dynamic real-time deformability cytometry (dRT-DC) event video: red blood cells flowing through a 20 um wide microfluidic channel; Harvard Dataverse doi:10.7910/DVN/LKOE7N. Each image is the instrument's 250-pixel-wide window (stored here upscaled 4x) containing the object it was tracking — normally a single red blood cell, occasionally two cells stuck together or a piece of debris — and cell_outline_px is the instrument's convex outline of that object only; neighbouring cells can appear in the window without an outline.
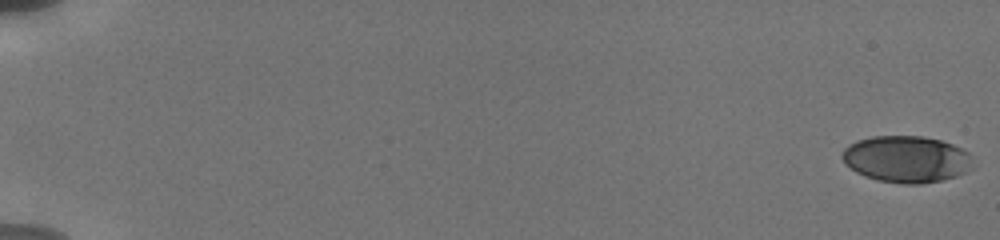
{"species": "human", "species_latin": "Homo sapiens", "temperature_condition": "cold", "stored_images_in_passage": 42, "camera_frame_rate_fps": 3000, "um_per_image_px": 0.085, "donor": {"sex": "male"}, "frame": {"image": 1, "passage_image": 1, "time_ms": 0.0, "image_size_px": [1000, 240], "cell_outline_px": [[972, 168], [956, 176], [940, 180], [920, 184], [904, 184], [876, 180], [864, 176], [856, 172], [844, 164], [840, 156], [844, 148], [848, 144], [856, 140], [872, 136], [924, 136], [940, 140], [952, 144], [968, 152], [972, 156]], "centroid_in_image_um": [77.0, 13.52], "position_along_channel_um": 8.0, "area_um2": 35.84}}
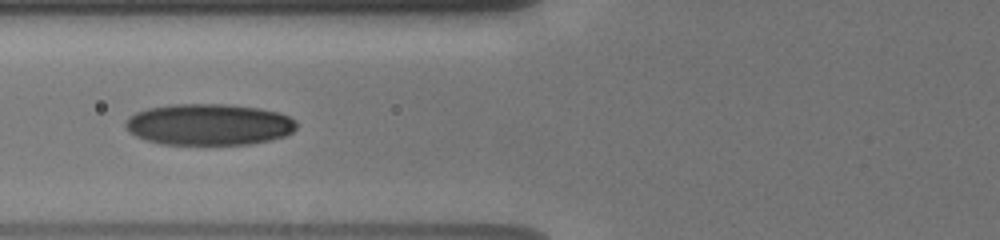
{"frame": {"image": 2, "passage_image": 21, "time_ms": 8.0, "image_size_px": [1000, 240], "cell_outline_px": [[296, 128], [292, 132], [284, 136], [272, 140], [252, 144], [160, 144], [136, 136], [128, 132], [124, 124], [128, 116], [136, 112], [148, 108], [172, 104], [228, 104], [260, 108], [280, 112], [296, 120]], "centroid_in_image_um": [17.76, 10.58], "position_along_channel_um": 108.0, "area_um2": 41.56}}
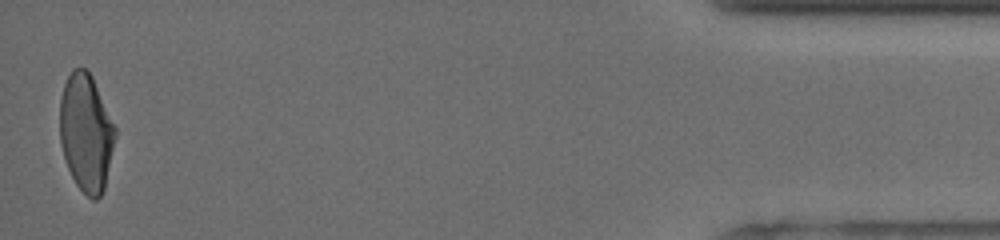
{"frame": {"image": 3, "passage_image": 42, "time_ms": 18.333, "image_size_px": [1000, 240], "cell_outline_px": [[116, 136], [104, 188], [100, 196], [96, 200], [92, 200], [76, 184], [68, 168], [60, 144], [60, 96], [64, 84], [72, 68], [84, 68], [92, 76], [116, 128]], "centroid_in_image_um": [7.31, 11.26], "position_along_channel_um": 427.9, "area_um2": 37.74}, "authors_computed_cell_mechanics": {"area_um2": 37.9457, "velocity_mm_per_s": 3.8069, "shape_relaxation_time_tau1_ms": 5.6501, "shape_relaxation_time_tau2_ms": 1.5278, "deformation_change_tau1": 0.1796, "deformation_change_tau2": 0.0665}}